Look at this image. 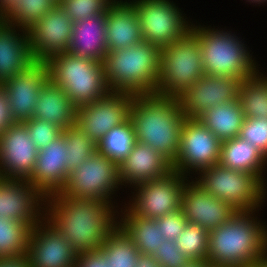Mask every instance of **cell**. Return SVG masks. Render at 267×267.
<instances>
[{"label":"cell","mask_w":267,"mask_h":267,"mask_svg":"<svg viewBox=\"0 0 267 267\" xmlns=\"http://www.w3.org/2000/svg\"><path fill=\"white\" fill-rule=\"evenodd\" d=\"M45 199L46 220L57 228L77 255L98 251L118 226L116 212L109 202L68 197L61 191Z\"/></svg>","instance_id":"cell-1"},{"label":"cell","mask_w":267,"mask_h":267,"mask_svg":"<svg viewBox=\"0 0 267 267\" xmlns=\"http://www.w3.org/2000/svg\"><path fill=\"white\" fill-rule=\"evenodd\" d=\"M185 119L177 97L156 93L134 96L130 120L136 141L150 145L171 164L179 152L181 128Z\"/></svg>","instance_id":"cell-2"},{"label":"cell","mask_w":267,"mask_h":267,"mask_svg":"<svg viewBox=\"0 0 267 267\" xmlns=\"http://www.w3.org/2000/svg\"><path fill=\"white\" fill-rule=\"evenodd\" d=\"M255 211H236L227 222L209 232L210 266L253 267L267 255L266 225L252 216Z\"/></svg>","instance_id":"cell-3"},{"label":"cell","mask_w":267,"mask_h":267,"mask_svg":"<svg viewBox=\"0 0 267 267\" xmlns=\"http://www.w3.org/2000/svg\"><path fill=\"white\" fill-rule=\"evenodd\" d=\"M111 92L155 93L160 76V48L141 41L135 46L108 51L103 60Z\"/></svg>","instance_id":"cell-4"},{"label":"cell","mask_w":267,"mask_h":267,"mask_svg":"<svg viewBox=\"0 0 267 267\" xmlns=\"http://www.w3.org/2000/svg\"><path fill=\"white\" fill-rule=\"evenodd\" d=\"M49 80L61 87L77 108L107 96L104 64L68 52L57 54L46 62Z\"/></svg>","instance_id":"cell-5"},{"label":"cell","mask_w":267,"mask_h":267,"mask_svg":"<svg viewBox=\"0 0 267 267\" xmlns=\"http://www.w3.org/2000/svg\"><path fill=\"white\" fill-rule=\"evenodd\" d=\"M200 43L205 75L246 79L259 70L247 47L236 35L191 25Z\"/></svg>","instance_id":"cell-6"},{"label":"cell","mask_w":267,"mask_h":267,"mask_svg":"<svg viewBox=\"0 0 267 267\" xmlns=\"http://www.w3.org/2000/svg\"><path fill=\"white\" fill-rule=\"evenodd\" d=\"M204 75L199 40L189 31L160 49V76L155 93L178 97Z\"/></svg>","instance_id":"cell-7"},{"label":"cell","mask_w":267,"mask_h":267,"mask_svg":"<svg viewBox=\"0 0 267 267\" xmlns=\"http://www.w3.org/2000/svg\"><path fill=\"white\" fill-rule=\"evenodd\" d=\"M195 183L204 191L227 202L236 211L256 210L265 198V183L249 172L215 164L198 172Z\"/></svg>","instance_id":"cell-8"},{"label":"cell","mask_w":267,"mask_h":267,"mask_svg":"<svg viewBox=\"0 0 267 267\" xmlns=\"http://www.w3.org/2000/svg\"><path fill=\"white\" fill-rule=\"evenodd\" d=\"M121 185L119 165L96 151L79 167L70 171L61 192L78 199H97L111 203V194Z\"/></svg>","instance_id":"cell-9"},{"label":"cell","mask_w":267,"mask_h":267,"mask_svg":"<svg viewBox=\"0 0 267 267\" xmlns=\"http://www.w3.org/2000/svg\"><path fill=\"white\" fill-rule=\"evenodd\" d=\"M135 1V2H134ZM143 41L161 48L183 38L191 26L169 0H134Z\"/></svg>","instance_id":"cell-10"},{"label":"cell","mask_w":267,"mask_h":267,"mask_svg":"<svg viewBox=\"0 0 267 267\" xmlns=\"http://www.w3.org/2000/svg\"><path fill=\"white\" fill-rule=\"evenodd\" d=\"M221 140L199 119L186 118L180 134V148L174 171L186 176L190 171H201L219 163ZM189 170V171H188Z\"/></svg>","instance_id":"cell-11"},{"label":"cell","mask_w":267,"mask_h":267,"mask_svg":"<svg viewBox=\"0 0 267 267\" xmlns=\"http://www.w3.org/2000/svg\"><path fill=\"white\" fill-rule=\"evenodd\" d=\"M177 171L167 176L139 183L138 192L129 208L135 215L147 219H157L181 208L183 189L188 180Z\"/></svg>","instance_id":"cell-12"},{"label":"cell","mask_w":267,"mask_h":267,"mask_svg":"<svg viewBox=\"0 0 267 267\" xmlns=\"http://www.w3.org/2000/svg\"><path fill=\"white\" fill-rule=\"evenodd\" d=\"M134 94L110 92L107 96L76 108L75 125L96 144L113 127L130 119Z\"/></svg>","instance_id":"cell-13"},{"label":"cell","mask_w":267,"mask_h":267,"mask_svg":"<svg viewBox=\"0 0 267 267\" xmlns=\"http://www.w3.org/2000/svg\"><path fill=\"white\" fill-rule=\"evenodd\" d=\"M73 26L70 16L57 4L27 30L33 59L46 62L57 54L67 52Z\"/></svg>","instance_id":"cell-14"},{"label":"cell","mask_w":267,"mask_h":267,"mask_svg":"<svg viewBox=\"0 0 267 267\" xmlns=\"http://www.w3.org/2000/svg\"><path fill=\"white\" fill-rule=\"evenodd\" d=\"M37 153L26 125L14 123L0 135V177L28 180L36 166Z\"/></svg>","instance_id":"cell-15"},{"label":"cell","mask_w":267,"mask_h":267,"mask_svg":"<svg viewBox=\"0 0 267 267\" xmlns=\"http://www.w3.org/2000/svg\"><path fill=\"white\" fill-rule=\"evenodd\" d=\"M241 79L204 75L178 96L186 118L198 119L209 108L238 99Z\"/></svg>","instance_id":"cell-16"},{"label":"cell","mask_w":267,"mask_h":267,"mask_svg":"<svg viewBox=\"0 0 267 267\" xmlns=\"http://www.w3.org/2000/svg\"><path fill=\"white\" fill-rule=\"evenodd\" d=\"M45 198L28 180L0 177L1 219L26 222L32 228L45 218L41 210L46 208L40 206Z\"/></svg>","instance_id":"cell-17"},{"label":"cell","mask_w":267,"mask_h":267,"mask_svg":"<svg viewBox=\"0 0 267 267\" xmlns=\"http://www.w3.org/2000/svg\"><path fill=\"white\" fill-rule=\"evenodd\" d=\"M77 256L46 218L32 227L27 251L30 267H75Z\"/></svg>","instance_id":"cell-18"},{"label":"cell","mask_w":267,"mask_h":267,"mask_svg":"<svg viewBox=\"0 0 267 267\" xmlns=\"http://www.w3.org/2000/svg\"><path fill=\"white\" fill-rule=\"evenodd\" d=\"M48 80L46 63L35 61L25 71L14 75L1 85L8 97L15 122L23 123L33 117L39 91Z\"/></svg>","instance_id":"cell-19"},{"label":"cell","mask_w":267,"mask_h":267,"mask_svg":"<svg viewBox=\"0 0 267 267\" xmlns=\"http://www.w3.org/2000/svg\"><path fill=\"white\" fill-rule=\"evenodd\" d=\"M64 133L38 150L36 166L28 181L45 197L61 191L69 178Z\"/></svg>","instance_id":"cell-20"},{"label":"cell","mask_w":267,"mask_h":267,"mask_svg":"<svg viewBox=\"0 0 267 267\" xmlns=\"http://www.w3.org/2000/svg\"><path fill=\"white\" fill-rule=\"evenodd\" d=\"M181 209L189 223L197 224L208 232L227 222L236 212L227 202L190 180L183 189Z\"/></svg>","instance_id":"cell-21"},{"label":"cell","mask_w":267,"mask_h":267,"mask_svg":"<svg viewBox=\"0 0 267 267\" xmlns=\"http://www.w3.org/2000/svg\"><path fill=\"white\" fill-rule=\"evenodd\" d=\"M173 171L172 164L150 145L135 142L131 152L119 164V179L136 186L152 179L163 178Z\"/></svg>","instance_id":"cell-22"},{"label":"cell","mask_w":267,"mask_h":267,"mask_svg":"<svg viewBox=\"0 0 267 267\" xmlns=\"http://www.w3.org/2000/svg\"><path fill=\"white\" fill-rule=\"evenodd\" d=\"M0 18V85L14 75L25 71L35 60L31 56L28 31L20 29Z\"/></svg>","instance_id":"cell-23"},{"label":"cell","mask_w":267,"mask_h":267,"mask_svg":"<svg viewBox=\"0 0 267 267\" xmlns=\"http://www.w3.org/2000/svg\"><path fill=\"white\" fill-rule=\"evenodd\" d=\"M108 51L135 46L143 41L136 9L128 1H116L105 15Z\"/></svg>","instance_id":"cell-24"},{"label":"cell","mask_w":267,"mask_h":267,"mask_svg":"<svg viewBox=\"0 0 267 267\" xmlns=\"http://www.w3.org/2000/svg\"><path fill=\"white\" fill-rule=\"evenodd\" d=\"M105 32V15H94L75 22L67 52L77 57L103 62L108 52Z\"/></svg>","instance_id":"cell-25"},{"label":"cell","mask_w":267,"mask_h":267,"mask_svg":"<svg viewBox=\"0 0 267 267\" xmlns=\"http://www.w3.org/2000/svg\"><path fill=\"white\" fill-rule=\"evenodd\" d=\"M33 117L64 130L75 125L76 107L61 87L48 80L39 91Z\"/></svg>","instance_id":"cell-26"},{"label":"cell","mask_w":267,"mask_h":267,"mask_svg":"<svg viewBox=\"0 0 267 267\" xmlns=\"http://www.w3.org/2000/svg\"><path fill=\"white\" fill-rule=\"evenodd\" d=\"M265 163V155L240 137L223 141L221 144L219 164L226 168L256 174L265 182L262 176Z\"/></svg>","instance_id":"cell-27"},{"label":"cell","mask_w":267,"mask_h":267,"mask_svg":"<svg viewBox=\"0 0 267 267\" xmlns=\"http://www.w3.org/2000/svg\"><path fill=\"white\" fill-rule=\"evenodd\" d=\"M198 119L223 142L239 136L245 115L239 99H236L209 108Z\"/></svg>","instance_id":"cell-28"},{"label":"cell","mask_w":267,"mask_h":267,"mask_svg":"<svg viewBox=\"0 0 267 267\" xmlns=\"http://www.w3.org/2000/svg\"><path fill=\"white\" fill-rule=\"evenodd\" d=\"M123 215L118 226L134 242L140 254L152 255L164 241L156 219L137 216L129 208H125Z\"/></svg>","instance_id":"cell-29"},{"label":"cell","mask_w":267,"mask_h":267,"mask_svg":"<svg viewBox=\"0 0 267 267\" xmlns=\"http://www.w3.org/2000/svg\"><path fill=\"white\" fill-rule=\"evenodd\" d=\"M259 74L243 79L239 85L238 99L245 118L267 119V77Z\"/></svg>","instance_id":"cell-30"},{"label":"cell","mask_w":267,"mask_h":267,"mask_svg":"<svg viewBox=\"0 0 267 267\" xmlns=\"http://www.w3.org/2000/svg\"><path fill=\"white\" fill-rule=\"evenodd\" d=\"M109 267H136L140 252L134 242L117 226L98 250Z\"/></svg>","instance_id":"cell-31"},{"label":"cell","mask_w":267,"mask_h":267,"mask_svg":"<svg viewBox=\"0 0 267 267\" xmlns=\"http://www.w3.org/2000/svg\"><path fill=\"white\" fill-rule=\"evenodd\" d=\"M136 142L132 121L113 127L97 143V151L118 165L128 156Z\"/></svg>","instance_id":"cell-32"},{"label":"cell","mask_w":267,"mask_h":267,"mask_svg":"<svg viewBox=\"0 0 267 267\" xmlns=\"http://www.w3.org/2000/svg\"><path fill=\"white\" fill-rule=\"evenodd\" d=\"M31 229L26 222L0 218V259L27 255Z\"/></svg>","instance_id":"cell-33"},{"label":"cell","mask_w":267,"mask_h":267,"mask_svg":"<svg viewBox=\"0 0 267 267\" xmlns=\"http://www.w3.org/2000/svg\"><path fill=\"white\" fill-rule=\"evenodd\" d=\"M58 4V0H20L2 19L28 30Z\"/></svg>","instance_id":"cell-34"},{"label":"cell","mask_w":267,"mask_h":267,"mask_svg":"<svg viewBox=\"0 0 267 267\" xmlns=\"http://www.w3.org/2000/svg\"><path fill=\"white\" fill-rule=\"evenodd\" d=\"M209 232L203 227L187 223L175 240L176 247L191 261H207Z\"/></svg>","instance_id":"cell-35"},{"label":"cell","mask_w":267,"mask_h":267,"mask_svg":"<svg viewBox=\"0 0 267 267\" xmlns=\"http://www.w3.org/2000/svg\"><path fill=\"white\" fill-rule=\"evenodd\" d=\"M67 148L69 172L80 166L97 151V144L83 133L78 126L73 125L62 130Z\"/></svg>","instance_id":"cell-36"},{"label":"cell","mask_w":267,"mask_h":267,"mask_svg":"<svg viewBox=\"0 0 267 267\" xmlns=\"http://www.w3.org/2000/svg\"><path fill=\"white\" fill-rule=\"evenodd\" d=\"M115 0H59L58 4L75 23L94 15H106Z\"/></svg>","instance_id":"cell-37"},{"label":"cell","mask_w":267,"mask_h":267,"mask_svg":"<svg viewBox=\"0 0 267 267\" xmlns=\"http://www.w3.org/2000/svg\"><path fill=\"white\" fill-rule=\"evenodd\" d=\"M23 123L26 125L30 138L38 150L48 146L62 133V129L55 124L34 117Z\"/></svg>","instance_id":"cell-38"},{"label":"cell","mask_w":267,"mask_h":267,"mask_svg":"<svg viewBox=\"0 0 267 267\" xmlns=\"http://www.w3.org/2000/svg\"><path fill=\"white\" fill-rule=\"evenodd\" d=\"M238 137L256 146L267 158V119L245 118Z\"/></svg>","instance_id":"cell-39"},{"label":"cell","mask_w":267,"mask_h":267,"mask_svg":"<svg viewBox=\"0 0 267 267\" xmlns=\"http://www.w3.org/2000/svg\"><path fill=\"white\" fill-rule=\"evenodd\" d=\"M161 267H184L191 260L177 247L175 241L164 239L152 254Z\"/></svg>","instance_id":"cell-40"},{"label":"cell","mask_w":267,"mask_h":267,"mask_svg":"<svg viewBox=\"0 0 267 267\" xmlns=\"http://www.w3.org/2000/svg\"><path fill=\"white\" fill-rule=\"evenodd\" d=\"M156 223L158 224L164 239L175 241L184 230L188 221L180 208L173 213L157 218Z\"/></svg>","instance_id":"cell-41"},{"label":"cell","mask_w":267,"mask_h":267,"mask_svg":"<svg viewBox=\"0 0 267 267\" xmlns=\"http://www.w3.org/2000/svg\"><path fill=\"white\" fill-rule=\"evenodd\" d=\"M16 123L11 115L8 97L0 85V135Z\"/></svg>","instance_id":"cell-42"},{"label":"cell","mask_w":267,"mask_h":267,"mask_svg":"<svg viewBox=\"0 0 267 267\" xmlns=\"http://www.w3.org/2000/svg\"><path fill=\"white\" fill-rule=\"evenodd\" d=\"M75 267H109L99 251H91L77 256Z\"/></svg>","instance_id":"cell-43"},{"label":"cell","mask_w":267,"mask_h":267,"mask_svg":"<svg viewBox=\"0 0 267 267\" xmlns=\"http://www.w3.org/2000/svg\"><path fill=\"white\" fill-rule=\"evenodd\" d=\"M0 267H30L27 255L0 259Z\"/></svg>","instance_id":"cell-44"},{"label":"cell","mask_w":267,"mask_h":267,"mask_svg":"<svg viewBox=\"0 0 267 267\" xmlns=\"http://www.w3.org/2000/svg\"><path fill=\"white\" fill-rule=\"evenodd\" d=\"M136 267H161L152 255L140 254Z\"/></svg>","instance_id":"cell-45"},{"label":"cell","mask_w":267,"mask_h":267,"mask_svg":"<svg viewBox=\"0 0 267 267\" xmlns=\"http://www.w3.org/2000/svg\"><path fill=\"white\" fill-rule=\"evenodd\" d=\"M20 0H0V18H3Z\"/></svg>","instance_id":"cell-46"},{"label":"cell","mask_w":267,"mask_h":267,"mask_svg":"<svg viewBox=\"0 0 267 267\" xmlns=\"http://www.w3.org/2000/svg\"><path fill=\"white\" fill-rule=\"evenodd\" d=\"M184 267H210V264L208 261H190Z\"/></svg>","instance_id":"cell-47"},{"label":"cell","mask_w":267,"mask_h":267,"mask_svg":"<svg viewBox=\"0 0 267 267\" xmlns=\"http://www.w3.org/2000/svg\"><path fill=\"white\" fill-rule=\"evenodd\" d=\"M253 267H267V255L262 257Z\"/></svg>","instance_id":"cell-48"},{"label":"cell","mask_w":267,"mask_h":267,"mask_svg":"<svg viewBox=\"0 0 267 267\" xmlns=\"http://www.w3.org/2000/svg\"><path fill=\"white\" fill-rule=\"evenodd\" d=\"M248 1H250V3L252 2L260 4V3H265L267 0H248Z\"/></svg>","instance_id":"cell-49"}]
</instances>
